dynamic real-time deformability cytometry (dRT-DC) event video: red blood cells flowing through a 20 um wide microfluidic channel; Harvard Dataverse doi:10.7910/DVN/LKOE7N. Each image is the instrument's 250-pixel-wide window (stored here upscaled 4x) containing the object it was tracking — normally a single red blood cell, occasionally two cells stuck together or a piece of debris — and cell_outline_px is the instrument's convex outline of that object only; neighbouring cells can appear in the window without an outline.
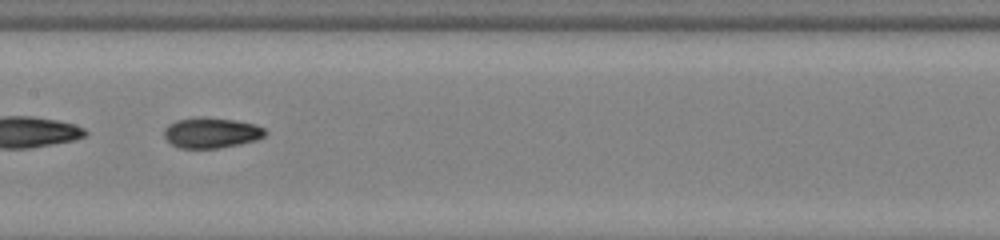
{"species": "common noctule bat (a hibernating species)", "species_latin": "Nyctalus noctula", "temperature_condition": "room temperature", "stored_images_in_passage": 35, "camera_frame_rate_fps": 3000, "um_per_image_px": 0.085, "animal": {"sex": "female", "body_mass_g": 22.0, "forearm_length_mm": 56.7}, "frame": {"image": 1, "passage_image": 11, "time_ms": 3.333, "image_size_px": [1000, 240], "cell_outline_px": [[268, 132], [264, 136], [256, 140], [240, 144], [220, 148], [180, 148], [172, 144], [164, 136], [164, 128], [168, 124], [176, 120], [196, 116], [204, 116], [236, 120], [256, 124], [264, 128]], "centroid_in_image_um": [17.97, 11.26], "position_along_channel_um": 189.4, "area_um2": 18.26}, "authors_computed_cell_mechanics": {"area_um2": 17.5134, "velocity_mm_per_s": 3.9037, "shape_relaxation_time_tau1_ms": null, "shape_relaxation_time_tau2_ms": 1.7602, "deformation_change_tau1": null, "deformation_change_tau2": 0.065}}